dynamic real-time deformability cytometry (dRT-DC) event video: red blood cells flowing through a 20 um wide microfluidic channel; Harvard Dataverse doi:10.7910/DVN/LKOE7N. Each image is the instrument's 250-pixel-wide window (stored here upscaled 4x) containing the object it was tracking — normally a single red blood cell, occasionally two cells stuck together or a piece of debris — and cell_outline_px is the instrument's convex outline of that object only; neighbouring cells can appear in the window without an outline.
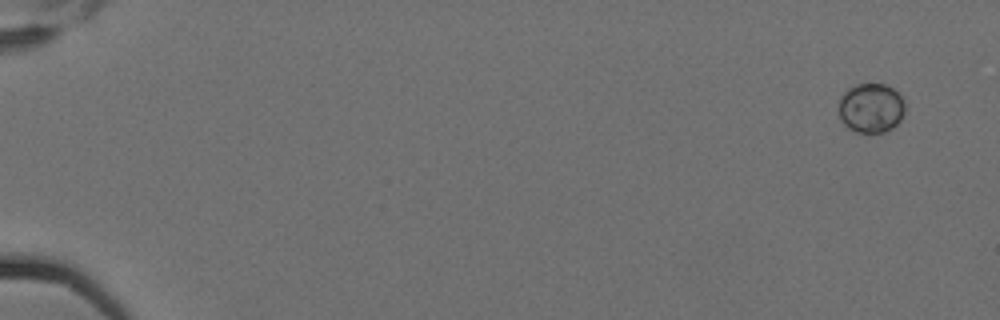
{"species": "Egyptian fruit bat (a non-hibernating species)", "species_latin": "Rousettus aegyptiacus", "temperature_condition": "cold", "stored_images_in_passage": 6, "camera_frame_rate_fps": 3000, "um_per_image_px": 0.085, "animal": {"sex": "female"}, "frame": {"image": 1, "passage_image": 1, "time_ms": 0.0, "image_size_px": [1000, 320], "cell_outline_px": [[904, 112], [900, 120], [892, 128], [884, 132], [856, 132], [848, 128], [840, 120], [840, 96], [848, 88], [856, 84], [884, 84], [892, 88], [904, 100]], "centroid_in_image_um": [74.02, 9.18], "position_along_channel_um": 11.0, "area_um2": 19.02}}
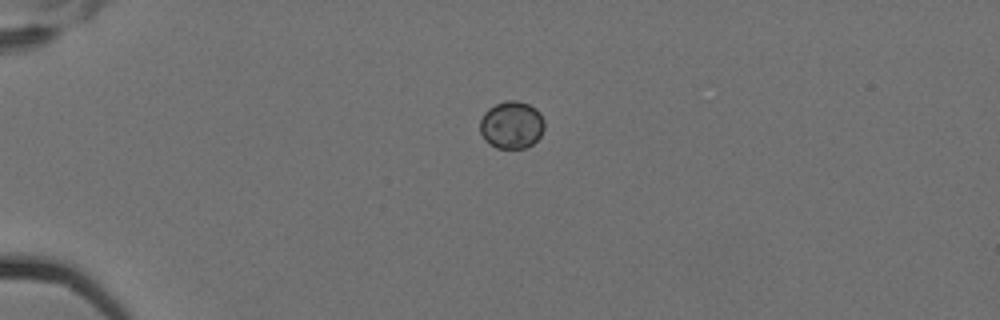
{"frame": {"image": 2, "passage_image": 4, "time_ms": 1.0, "image_size_px": [1000, 320], "cell_outline_px": [[544, 128], [540, 136], [532, 144], [524, 148], [496, 148], [488, 144], [484, 140], [480, 132], [480, 120], [484, 112], [488, 108], [496, 104], [508, 100], [516, 100], [528, 104], [536, 108], [540, 112], [544, 120]], "centroid_in_image_um": [43.47, 10.62], "position_along_channel_um": 41.5, "area_um2": 17.98}}
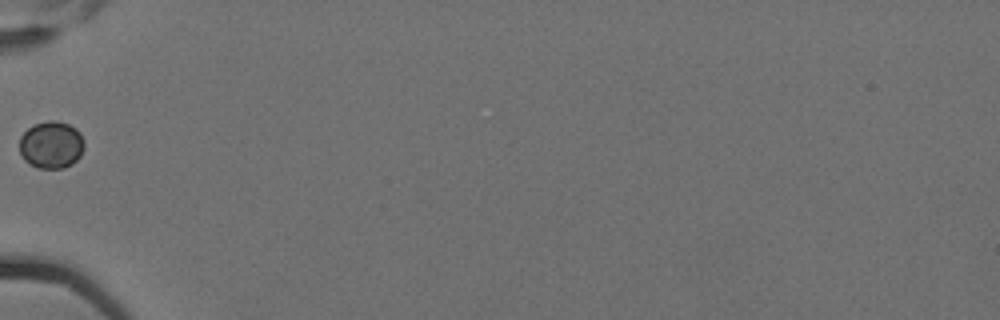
{"frame": {"image": 3, "passage_image": 6, "time_ms": 1.667, "image_size_px": [1000, 320], "cell_outline_px": [[84, 148], [80, 156], [72, 164], [60, 168], [36, 168], [24, 160], [20, 152], [20, 136], [32, 124], [48, 120], [56, 120], [68, 124], [76, 128], [80, 132], [84, 140]], "centroid_in_image_um": [4.36, 12.29], "position_along_channel_um": 80.6, "area_um2": 18.03}}